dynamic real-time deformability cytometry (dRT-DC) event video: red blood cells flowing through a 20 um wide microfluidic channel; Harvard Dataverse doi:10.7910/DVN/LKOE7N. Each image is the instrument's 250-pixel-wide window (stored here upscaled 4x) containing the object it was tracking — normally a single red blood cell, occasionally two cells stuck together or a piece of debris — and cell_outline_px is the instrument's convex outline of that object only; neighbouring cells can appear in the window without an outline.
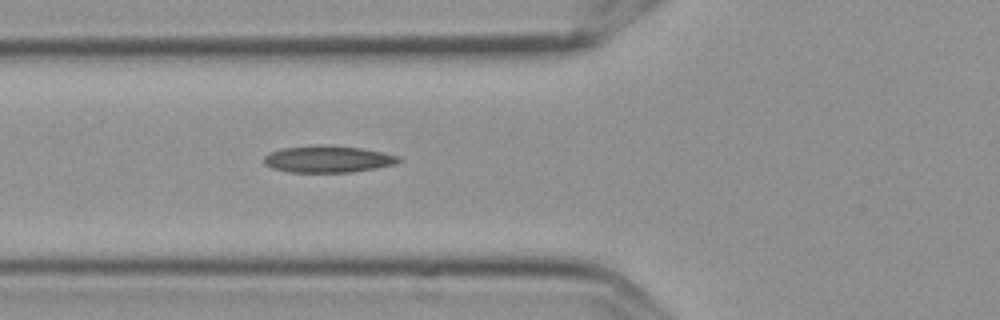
{"species": "Egyptian fruit bat (a non-hibernating species)", "species_latin": "Rousettus aegyptiacus", "temperature_condition": "cold", "stored_images_in_passage": 5, "camera_frame_rate_fps": 3000, "um_per_image_px": 0.085, "frame": {"image": 1, "passage_image": 5, "time_ms": 1.333, "image_size_px": [1000, 320], "cell_outline_px": [[400, 160], [392, 164], [376, 168], [352, 172], [288, 172], [272, 168], [264, 164], [264, 156], [280, 148], [316, 144], [324, 144], [360, 148], [400, 156]], "centroid_in_image_um": [27.81, 13.51], "position_along_channel_um": 98.0, "area_um2": 21.04}}